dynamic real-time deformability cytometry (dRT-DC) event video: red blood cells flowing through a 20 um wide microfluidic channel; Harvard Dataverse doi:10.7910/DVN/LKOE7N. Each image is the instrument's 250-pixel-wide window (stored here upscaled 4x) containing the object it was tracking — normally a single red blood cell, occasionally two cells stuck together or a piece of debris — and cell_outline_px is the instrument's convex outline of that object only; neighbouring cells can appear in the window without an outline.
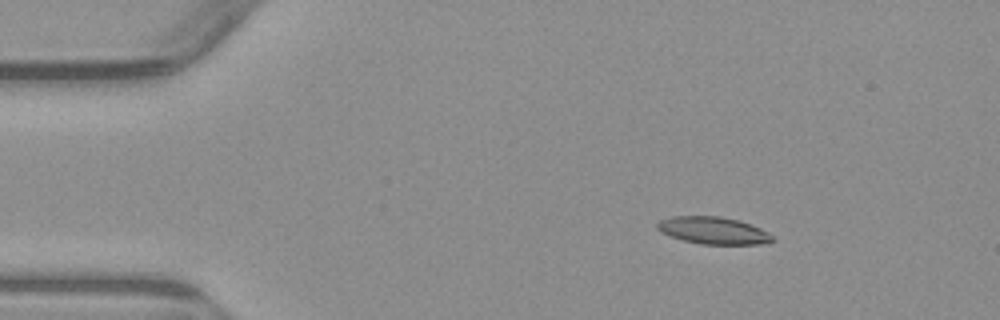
{"species": "common noctule bat (a hibernating species)", "species_latin": "Nyctalus noctula", "temperature_condition": "warm", "stored_images_in_passage": 4, "camera_frame_rate_fps": 3000, "um_per_image_px": 0.085, "animal": {"sex": "male", "body_mass_g": 23.1, "forearm_length_mm": 52.7}, "frame": {"image": 1, "passage_image": 2, "time_ms": 1.333, "image_size_px": [1000, 320], "cell_outline_px": [[776, 240], [764, 244], [700, 244], [684, 240], [660, 232], [656, 228], [656, 224], [660, 220], [672, 216], [720, 216], [740, 220], [752, 224], [768, 232]], "centroid_in_image_um": [60.65, 19.58], "position_along_channel_um": 24.3, "area_um2": 18.38}}